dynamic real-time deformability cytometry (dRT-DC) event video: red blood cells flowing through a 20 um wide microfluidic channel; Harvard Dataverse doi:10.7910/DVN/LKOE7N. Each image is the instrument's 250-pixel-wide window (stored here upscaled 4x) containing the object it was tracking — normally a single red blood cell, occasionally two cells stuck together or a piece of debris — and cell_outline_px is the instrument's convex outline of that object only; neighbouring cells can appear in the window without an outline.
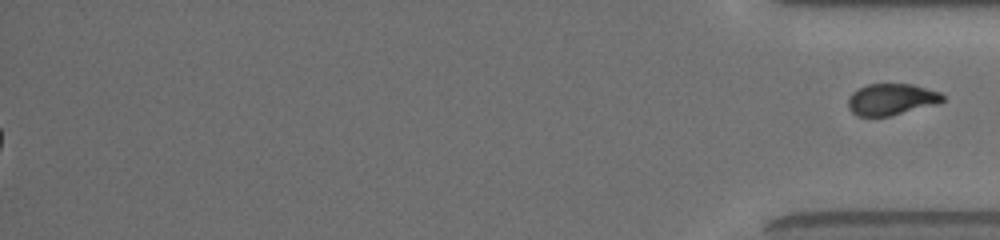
{"species": "common noctule bat (a hibernating species)", "species_latin": "Nyctalus noctula", "temperature_condition": "room temperature", "stored_images_in_passage": 79, "segment_of_instrument_passage": [2, 2], "camera_frame_rate_fps": 3000, "um_per_image_px": 0.085, "animal": {"sex": "female", "body_mass_g": 19.5, "forearm_length_mm": 54.1}, "frame": {"image": 1, "passage_image": 79, "time_ms": 17.667, "image_size_px": [1000, 240], "cell_outline_px": [[944, 100], [936, 104], [888, 116], [860, 116], [852, 112], [848, 108], [848, 96], [852, 92], [868, 84], [912, 84], [940, 92], [944, 96]], "centroid_in_image_um": [75.75, 8.44], "position_along_channel_um": 359.5, "area_um2": 17.17}}